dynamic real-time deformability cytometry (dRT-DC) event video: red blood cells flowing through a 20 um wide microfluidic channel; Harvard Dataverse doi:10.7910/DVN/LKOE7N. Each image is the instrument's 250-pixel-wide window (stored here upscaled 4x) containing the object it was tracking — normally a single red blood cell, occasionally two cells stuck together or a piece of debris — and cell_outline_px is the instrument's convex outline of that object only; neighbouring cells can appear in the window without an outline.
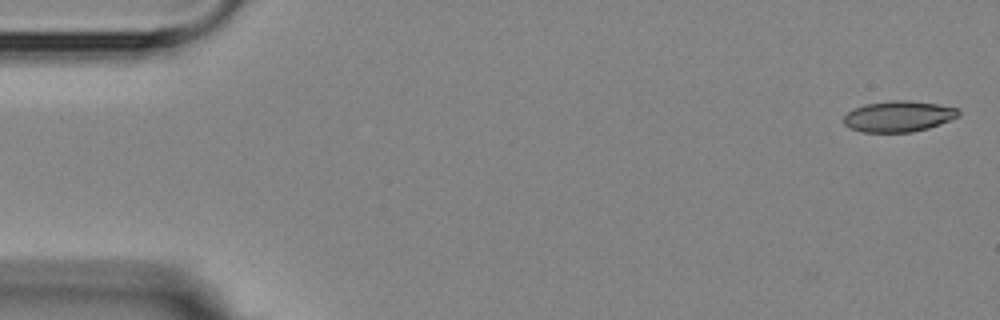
{"species": "Egyptian fruit bat (a non-hibernating species)", "species_latin": "Rousettus aegyptiacus", "temperature_condition": "room temperature", "stored_images_in_passage": 6, "camera_frame_rate_fps": 3000, "um_per_image_px": 0.085, "animal": {"sex": "female"}, "frame": {"image": 1, "passage_image": 6, "time_ms": 5.667, "image_size_px": [1000, 320], "cell_outline_px": [[960, 116], [940, 124], [928, 128], [912, 132], [860, 132], [848, 128], [844, 124], [844, 116], [852, 108], [864, 104], [888, 100], [908, 100], [936, 104], [960, 108]], "centroid_in_image_um": [76.36, 9.88], "position_along_channel_um": 8.6, "area_um2": 20.98}}